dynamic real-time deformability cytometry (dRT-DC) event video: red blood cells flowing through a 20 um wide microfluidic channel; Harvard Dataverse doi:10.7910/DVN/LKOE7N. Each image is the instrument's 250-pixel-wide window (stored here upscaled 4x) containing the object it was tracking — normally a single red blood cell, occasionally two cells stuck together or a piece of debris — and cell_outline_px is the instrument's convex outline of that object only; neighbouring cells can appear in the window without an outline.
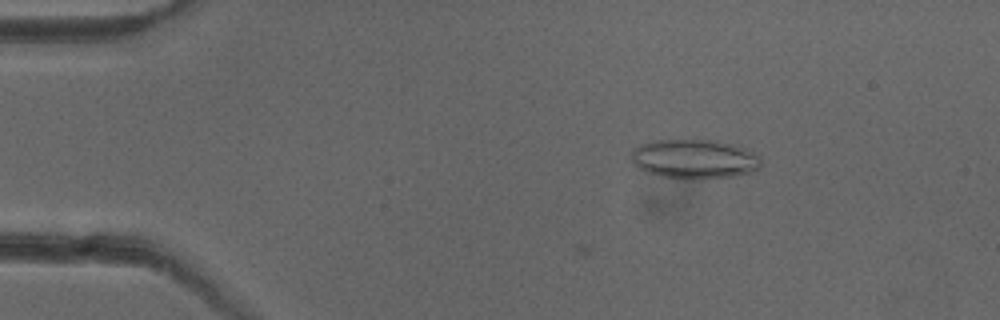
{"species": "common noctule bat (a hibernating species)", "species_latin": "Nyctalus noctula", "temperature_condition": "cold", "stored_images_in_passage": 2, "camera_frame_rate_fps": 3000, "um_per_image_px": 0.085, "animal": {"sex": "female"}, "frame": {"image": 1, "passage_image": 2, "time_ms": 0.333, "image_size_px": [1000, 320], "cell_outline_px": [[760, 168], [748, 172], [732, 176], [692, 180], [660, 176], [644, 172], [632, 164], [632, 148], [640, 144], [652, 140], [716, 140], [732, 144], [744, 148], [760, 156]], "centroid_in_image_um": [58.96, 13.52], "position_along_channel_um": 26.0, "area_um2": 30.0}}